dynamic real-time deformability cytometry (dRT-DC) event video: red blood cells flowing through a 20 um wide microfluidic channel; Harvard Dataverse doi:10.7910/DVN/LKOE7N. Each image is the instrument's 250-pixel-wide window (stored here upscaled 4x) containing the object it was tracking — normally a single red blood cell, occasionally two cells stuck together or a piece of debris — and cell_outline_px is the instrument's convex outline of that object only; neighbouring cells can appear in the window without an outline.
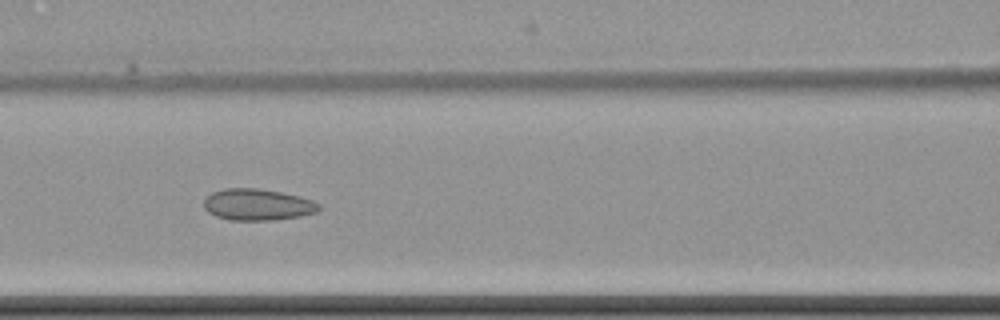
{"species": "common noctule bat (a hibernating species)", "species_latin": "Nyctalus noctula", "temperature_condition": "cold", "stored_images_in_passage": 8, "camera_frame_rate_fps": 3000, "um_per_image_px": 0.085, "animal": {"sex": "female", "body_mass_g": 22.7, "forearm_length_mm": 54.2}, "frame": {"image": 1, "passage_image": 7, "time_ms": 7.667, "image_size_px": [1000, 320], "cell_outline_px": [[320, 208], [316, 212], [300, 216], [272, 220], [232, 220], [216, 216], [208, 212], [204, 208], [204, 200], [212, 192], [224, 188], [256, 188], [280, 192], [300, 196], [312, 200], [320, 204]], "centroid_in_image_um": [21.89, 17.39], "position_along_channel_um": 144.7, "area_um2": 21.04}}
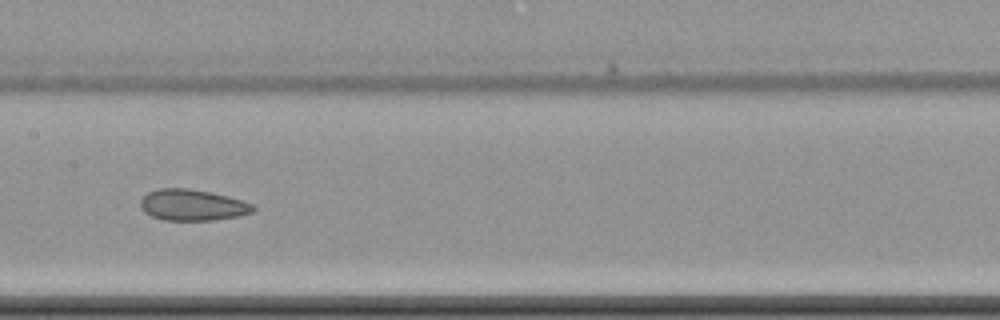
{"frame": {"image": 2, "passage_image": 8, "time_ms": 9.0, "image_size_px": [1000, 320], "cell_outline_px": [[256, 208], [252, 212], [236, 216], [212, 220], [164, 220], [152, 216], [144, 212], [140, 208], [140, 200], [148, 192], [160, 188], [188, 188], [228, 196], [252, 204]], "centroid_in_image_um": [16.31, 17.42], "position_along_channel_um": 191.1, "area_um2": 20.29}}